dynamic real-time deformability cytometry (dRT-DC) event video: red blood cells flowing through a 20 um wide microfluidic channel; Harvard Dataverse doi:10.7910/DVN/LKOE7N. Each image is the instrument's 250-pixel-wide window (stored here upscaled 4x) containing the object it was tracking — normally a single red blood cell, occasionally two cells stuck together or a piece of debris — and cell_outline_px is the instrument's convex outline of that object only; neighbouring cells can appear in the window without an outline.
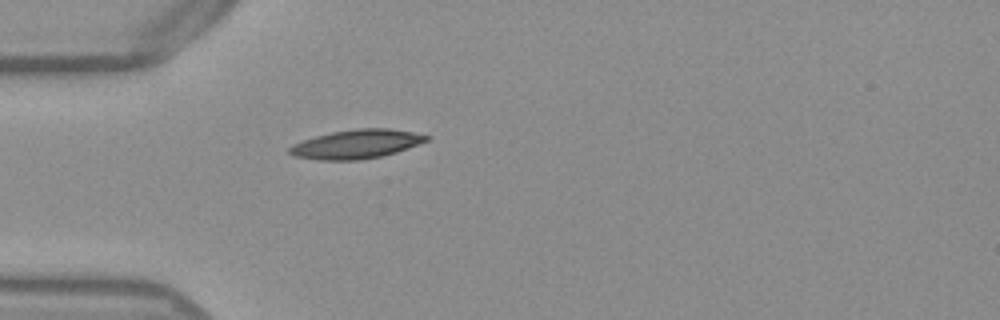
{"species": "Egyptian fruit bat (a non-hibernating species)", "species_latin": "Rousettus aegyptiacus", "temperature_condition": "warm", "stored_images_in_passage": 38, "camera_frame_rate_fps": 3000, "um_per_image_px": 0.085, "frame": {"image": 1, "passage_image": 1, "time_ms": 0.0, "image_size_px": [1000, 320], "cell_outline_px": [[428, 140], [408, 148], [396, 152], [380, 156], [360, 160], [316, 160], [292, 156], [288, 152], [288, 148], [292, 144], [316, 136], [332, 132], [356, 128], [388, 128], [412, 132], [428, 136]], "centroid_in_image_um": [30.24, 12.25], "position_along_channel_um": 54.8, "area_um2": 23.0}}
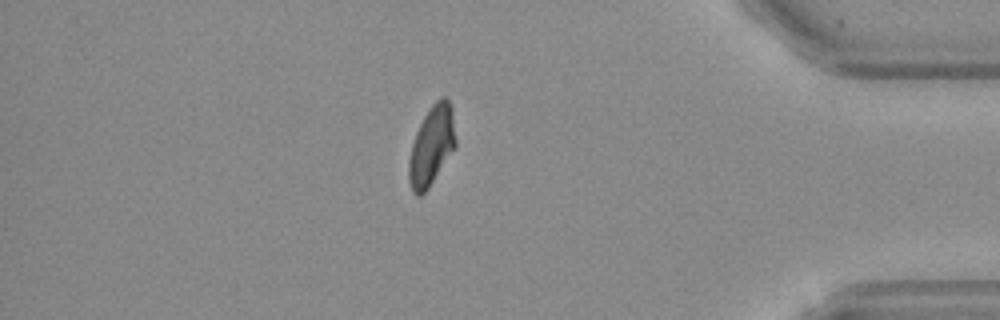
{"frame": {"image": 2, "passage_image": 31, "time_ms": 10.0, "image_size_px": [1000, 320], "cell_outline_px": [[456, 144], [428, 188], [420, 196], [416, 196], [412, 192], [408, 180], [408, 160], [412, 144], [416, 132], [424, 116], [432, 104], [440, 96], [444, 96], [448, 100], [452, 108], [456, 140]], "centroid_in_image_um": [36.66, 12.38], "position_along_channel_um": 398.5, "area_um2": 21.44}}
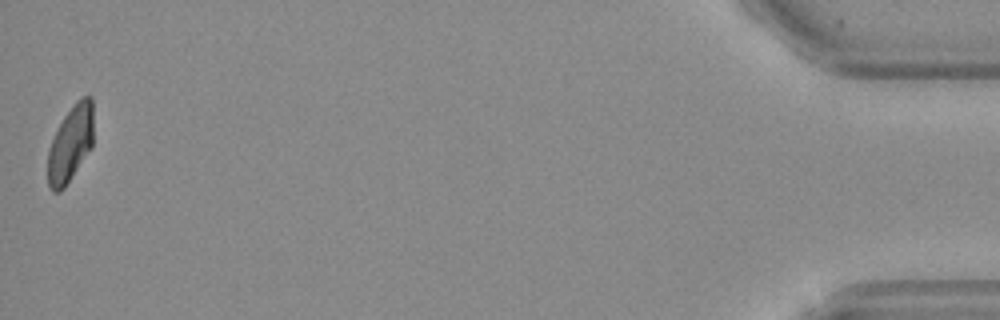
{"frame": {"image": 3, "passage_image": 38, "time_ms": 12.333, "image_size_px": [1000, 320], "cell_outline_px": [[92, 148], [64, 188], [60, 192], [52, 192], [48, 188], [48, 148], [64, 116], [76, 100], [80, 96], [92, 96]], "centroid_in_image_um": [5.98, 12.23], "position_along_channel_um": 429.2, "area_um2": 20.29}, "authors_computed_cell_mechanics": {"area_um2": 21.5016, "velocity_mm_per_s": 3.8526, "shape_relaxation_time_tau1_ms": null, "shape_relaxation_time_tau2_ms": 3.9504, "deformation_change_tau1": null, "deformation_change_tau2": 0.0993}}